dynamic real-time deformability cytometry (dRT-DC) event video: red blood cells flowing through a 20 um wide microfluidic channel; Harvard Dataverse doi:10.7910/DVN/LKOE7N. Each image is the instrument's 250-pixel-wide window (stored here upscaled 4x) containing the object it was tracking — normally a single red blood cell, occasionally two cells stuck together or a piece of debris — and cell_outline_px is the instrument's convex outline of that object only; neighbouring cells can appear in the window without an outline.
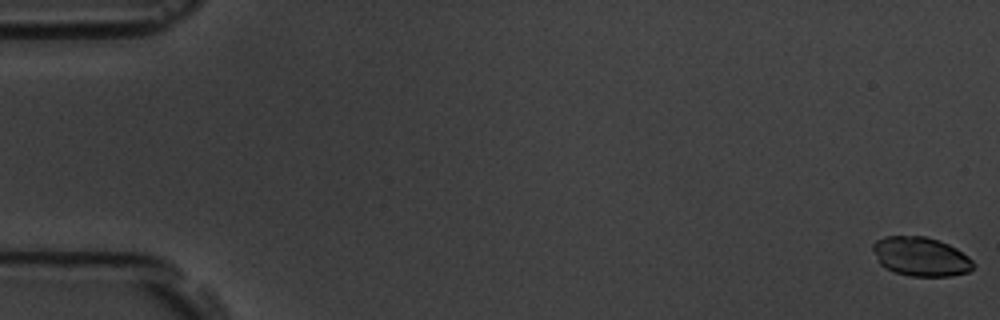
{"species": "common noctule bat (a hibernating species)", "species_latin": "Nyctalus noctula", "temperature_condition": "room temperature", "stored_images_in_passage": 11, "camera_frame_rate_fps": 3000, "um_per_image_px": 0.085, "animal": {"sex": "male", "body_mass_g": 19.5, "forearm_length_mm": 54.6}, "frame": {"image": 1, "passage_image": 1, "time_ms": 0.0, "image_size_px": [1000, 320], "cell_outline_px": [[976, 264], [968, 272], [952, 276], [912, 276], [896, 272], [880, 264], [872, 248], [872, 244], [876, 240], [884, 236], [924, 236], [940, 240], [956, 248], [968, 256]], "centroid_in_image_um": [78.29, 21.8], "position_along_channel_um": 6.7, "area_um2": 22.83}}
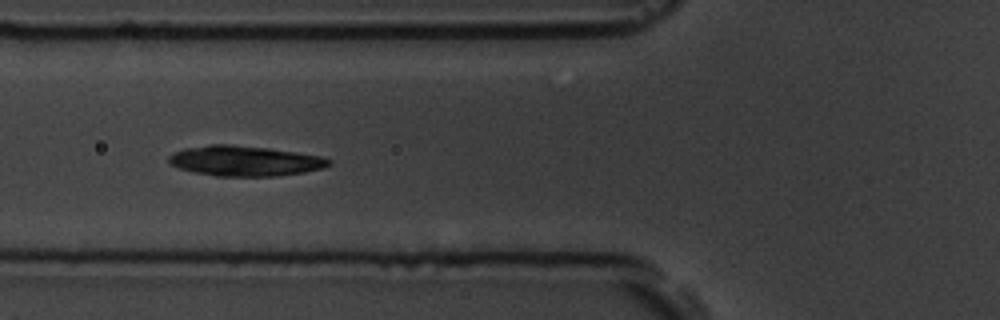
{"frame": {"image": 2, "passage_image": 7, "time_ms": 7.0, "image_size_px": [1000, 320], "cell_outline_px": [[332, 164], [324, 168], [304, 172], [276, 176], [216, 176], [192, 172], [168, 164], [168, 156], [184, 148], [208, 144], [228, 144], [268, 148], [320, 156], [332, 160]], "centroid_in_image_um": [20.79, 13.68], "position_along_channel_um": 105.0, "area_um2": 28.26}}
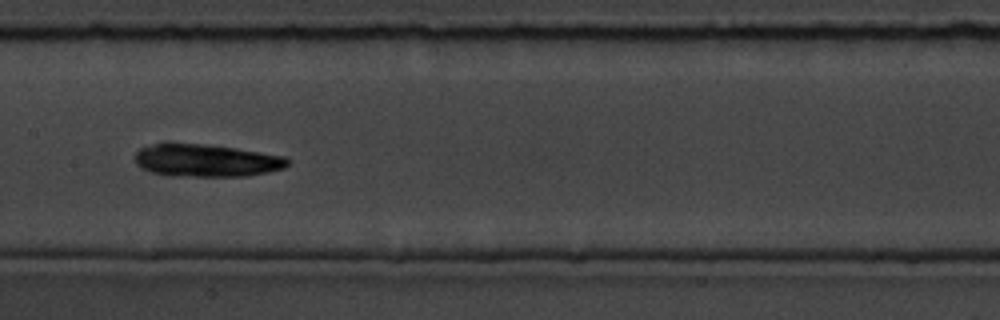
{"frame": {"image": 3, "passage_image": 9, "time_ms": 9.333, "image_size_px": [1000, 320], "cell_outline_px": [[288, 164], [284, 168], [268, 172], [248, 176], [164, 176], [140, 168], [136, 164], [136, 152], [140, 148], [156, 144], [204, 144], [236, 148], [288, 156]], "centroid_in_image_um": [17.56, 13.65], "position_along_channel_um": 189.8, "area_um2": 29.02}}